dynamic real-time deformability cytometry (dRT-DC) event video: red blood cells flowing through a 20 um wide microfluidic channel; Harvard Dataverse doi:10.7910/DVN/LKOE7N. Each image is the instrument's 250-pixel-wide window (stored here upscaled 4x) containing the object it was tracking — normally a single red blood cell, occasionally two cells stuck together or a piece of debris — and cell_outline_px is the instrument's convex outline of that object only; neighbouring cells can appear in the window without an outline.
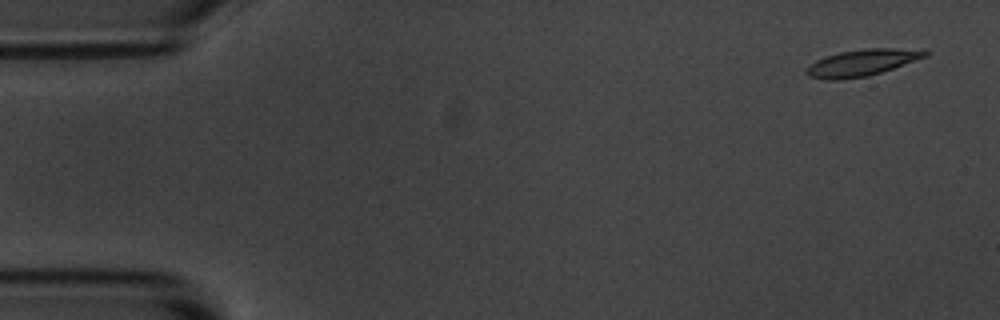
{"species": "common noctule bat (a hibernating species)", "species_latin": "Nyctalus noctula", "temperature_condition": "room temperature", "stored_images_in_passage": 4, "camera_frame_rate_fps": 3000, "um_per_image_px": 0.085, "animal": {"sex": "male", "body_mass_g": 20.1, "forearm_length_mm": 53.5}, "frame": {"image": 1, "passage_image": 1, "time_ms": 0.0, "image_size_px": [1000, 320], "cell_outline_px": [[928, 56], [868, 76], [840, 80], [824, 80], [808, 76], [804, 72], [816, 60], [840, 52], [864, 48], [924, 48], [928, 52]], "centroid_in_image_um": [73.31, 5.32], "position_along_channel_um": 11.7, "area_um2": 18.44}}
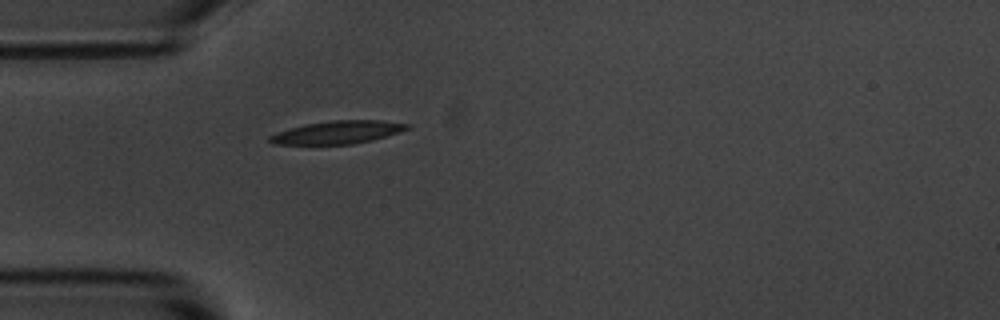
{"frame": {"image": 2, "passage_image": 4, "time_ms": 4.333, "image_size_px": [1000, 320], "cell_outline_px": [[412, 124], [408, 128], [400, 132], [372, 140], [352, 144], [272, 144], [268, 140], [268, 136], [276, 132], [288, 128], [304, 124], [332, 120], [384, 120]], "centroid_in_image_um": [28.68, 11.23], "position_along_channel_um": 56.3, "area_um2": 18.5}}